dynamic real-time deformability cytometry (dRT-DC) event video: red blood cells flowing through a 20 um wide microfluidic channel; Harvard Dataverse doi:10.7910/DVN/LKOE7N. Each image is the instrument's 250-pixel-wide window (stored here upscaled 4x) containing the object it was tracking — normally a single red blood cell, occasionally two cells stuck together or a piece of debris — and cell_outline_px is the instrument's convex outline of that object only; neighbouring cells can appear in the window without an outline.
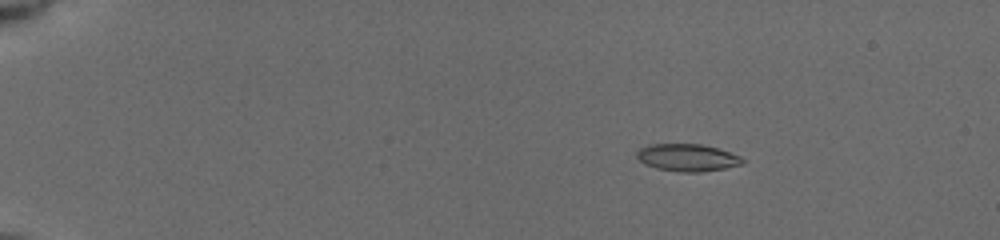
{"species": "common noctule bat (a hibernating species)", "species_latin": "Nyctalus noctula", "temperature_condition": "cold", "stored_images_in_passage": 23, "camera_frame_rate_fps": 3000, "um_per_image_px": 0.085, "animal": {"sex": "female", "body_mass_g": 19.5, "forearm_length_mm": 54.1}, "frame": {"image": 1, "passage_image": 1, "time_ms": 0.0, "image_size_px": [1000, 240], "cell_outline_px": [[744, 164], [724, 168], [700, 172], [680, 172], [656, 168], [644, 164], [636, 156], [636, 152], [640, 148], [648, 144], [700, 144], [716, 148], [740, 156], [744, 160]], "centroid_in_image_um": [58.4, 13.4], "position_along_channel_um": 26.6, "area_um2": 16.76}}
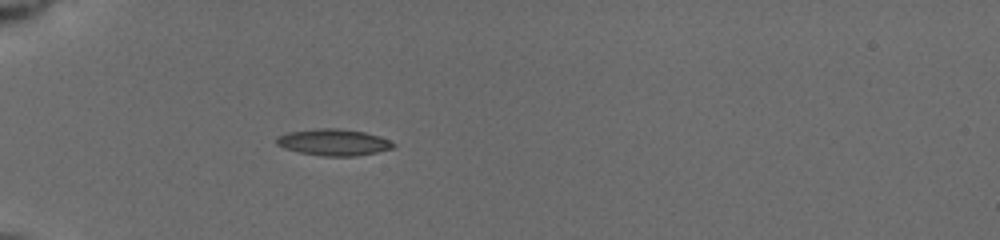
{"frame": {"image": 2, "passage_image": 14, "time_ms": 3.0, "image_size_px": [1000, 240], "cell_outline_px": [[396, 144], [392, 148], [376, 152], [356, 156], [324, 156], [300, 152], [284, 148], [276, 144], [276, 136], [288, 132], [320, 128], [336, 128], [364, 132], [380, 136]], "centroid_in_image_um": [28.33, 12.09], "position_along_channel_um": 56.7, "area_um2": 17.92}}
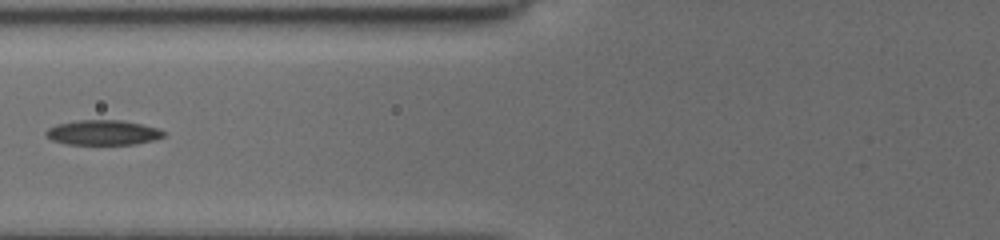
{"frame": {"image": 3, "passage_image": 22, "time_ms": 5.0, "image_size_px": [1000, 240], "cell_outline_px": [[164, 136], [156, 140], [136, 144], [64, 144], [52, 140], [44, 132], [48, 128], [60, 124], [76, 120], [120, 120], [160, 128], [164, 132]], "centroid_in_image_um": [8.78, 11.27], "position_along_channel_um": 117.0, "area_um2": 17.05}}